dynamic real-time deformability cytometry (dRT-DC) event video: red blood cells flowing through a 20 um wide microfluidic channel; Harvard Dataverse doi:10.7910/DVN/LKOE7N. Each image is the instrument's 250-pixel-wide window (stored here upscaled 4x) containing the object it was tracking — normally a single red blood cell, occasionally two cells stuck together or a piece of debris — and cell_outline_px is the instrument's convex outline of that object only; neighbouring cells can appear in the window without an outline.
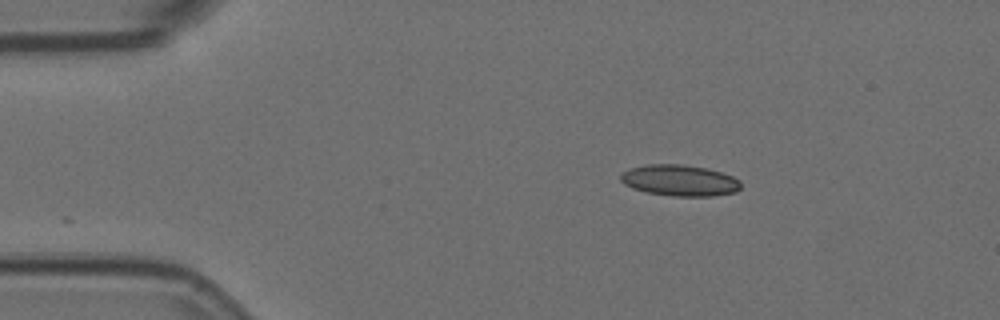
{"species": "Egyptian fruit bat (a non-hibernating species)", "species_latin": "Rousettus aegyptiacus", "temperature_condition": "room temperature", "stored_images_in_passage": 2, "camera_frame_rate_fps": 3000, "um_per_image_px": 0.085, "animal": {"sex": "female"}, "frame": {"image": 1, "passage_image": 2, "time_ms": 0.333, "image_size_px": [1000, 320], "cell_outline_px": [[740, 188], [736, 192], [712, 196], [672, 196], [648, 192], [632, 188], [624, 184], [620, 180], [620, 176], [628, 168], [648, 164], [680, 164], [704, 168], [720, 172], [732, 176], [740, 180]], "centroid_in_image_um": [57.76, 15.34], "position_along_channel_um": 27.2, "area_um2": 21.73}}